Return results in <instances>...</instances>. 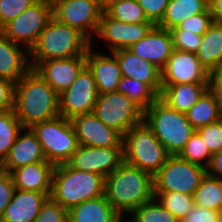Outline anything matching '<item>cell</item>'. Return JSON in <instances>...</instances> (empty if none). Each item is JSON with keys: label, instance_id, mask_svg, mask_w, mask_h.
<instances>
[{"label": "cell", "instance_id": "6da1fadb", "mask_svg": "<svg viewBox=\"0 0 222 222\" xmlns=\"http://www.w3.org/2000/svg\"><path fill=\"white\" fill-rule=\"evenodd\" d=\"M13 111L24 129L59 116V95L31 68L14 85Z\"/></svg>", "mask_w": 222, "mask_h": 222}, {"label": "cell", "instance_id": "7a4b0ae2", "mask_svg": "<svg viewBox=\"0 0 222 222\" xmlns=\"http://www.w3.org/2000/svg\"><path fill=\"white\" fill-rule=\"evenodd\" d=\"M104 195L121 216L131 214L154 198L153 175L123 162L105 178Z\"/></svg>", "mask_w": 222, "mask_h": 222}, {"label": "cell", "instance_id": "3957f363", "mask_svg": "<svg viewBox=\"0 0 222 222\" xmlns=\"http://www.w3.org/2000/svg\"><path fill=\"white\" fill-rule=\"evenodd\" d=\"M90 40L79 30L62 24L52 17L28 52L31 68L38 62L75 56H86Z\"/></svg>", "mask_w": 222, "mask_h": 222}, {"label": "cell", "instance_id": "277c9868", "mask_svg": "<svg viewBox=\"0 0 222 222\" xmlns=\"http://www.w3.org/2000/svg\"><path fill=\"white\" fill-rule=\"evenodd\" d=\"M104 187V177L73 169L65 163L54 167L49 197L68 211L86 200L104 195Z\"/></svg>", "mask_w": 222, "mask_h": 222}, {"label": "cell", "instance_id": "5b68a950", "mask_svg": "<svg viewBox=\"0 0 222 222\" xmlns=\"http://www.w3.org/2000/svg\"><path fill=\"white\" fill-rule=\"evenodd\" d=\"M143 120L170 155H178L196 132L184 113L170 108L160 98L144 112Z\"/></svg>", "mask_w": 222, "mask_h": 222}, {"label": "cell", "instance_id": "8992f818", "mask_svg": "<svg viewBox=\"0 0 222 222\" xmlns=\"http://www.w3.org/2000/svg\"><path fill=\"white\" fill-rule=\"evenodd\" d=\"M123 154L124 162L153 176L170 156L144 120L123 135Z\"/></svg>", "mask_w": 222, "mask_h": 222}, {"label": "cell", "instance_id": "52a82bcc", "mask_svg": "<svg viewBox=\"0 0 222 222\" xmlns=\"http://www.w3.org/2000/svg\"><path fill=\"white\" fill-rule=\"evenodd\" d=\"M30 129L41 144L46 160L54 166L67 163L78 147L71 120L63 116L33 124Z\"/></svg>", "mask_w": 222, "mask_h": 222}, {"label": "cell", "instance_id": "ba28073f", "mask_svg": "<svg viewBox=\"0 0 222 222\" xmlns=\"http://www.w3.org/2000/svg\"><path fill=\"white\" fill-rule=\"evenodd\" d=\"M205 175L206 168L190 163L178 155H170L153 176L154 193L176 192L193 196Z\"/></svg>", "mask_w": 222, "mask_h": 222}, {"label": "cell", "instance_id": "9c48e42d", "mask_svg": "<svg viewBox=\"0 0 222 222\" xmlns=\"http://www.w3.org/2000/svg\"><path fill=\"white\" fill-rule=\"evenodd\" d=\"M52 17L50 0H37L23 13L4 24L0 32L14 43H24L29 52Z\"/></svg>", "mask_w": 222, "mask_h": 222}, {"label": "cell", "instance_id": "30bf717a", "mask_svg": "<svg viewBox=\"0 0 222 222\" xmlns=\"http://www.w3.org/2000/svg\"><path fill=\"white\" fill-rule=\"evenodd\" d=\"M93 113L106 126L117 130L122 135L142 122L144 115L137 105L119 91L99 95Z\"/></svg>", "mask_w": 222, "mask_h": 222}, {"label": "cell", "instance_id": "8fae6325", "mask_svg": "<svg viewBox=\"0 0 222 222\" xmlns=\"http://www.w3.org/2000/svg\"><path fill=\"white\" fill-rule=\"evenodd\" d=\"M52 3L53 17L62 24L79 30L91 41L97 32L104 5L99 0H60ZM87 29L91 31H87Z\"/></svg>", "mask_w": 222, "mask_h": 222}, {"label": "cell", "instance_id": "7c38bea8", "mask_svg": "<svg viewBox=\"0 0 222 222\" xmlns=\"http://www.w3.org/2000/svg\"><path fill=\"white\" fill-rule=\"evenodd\" d=\"M99 96L93 73L85 65L71 86L59 94V114L67 119L92 113Z\"/></svg>", "mask_w": 222, "mask_h": 222}, {"label": "cell", "instance_id": "4fadbf2b", "mask_svg": "<svg viewBox=\"0 0 222 222\" xmlns=\"http://www.w3.org/2000/svg\"><path fill=\"white\" fill-rule=\"evenodd\" d=\"M124 162L123 147L78 145L67 164L76 170L96 173L104 178Z\"/></svg>", "mask_w": 222, "mask_h": 222}, {"label": "cell", "instance_id": "5bb4252c", "mask_svg": "<svg viewBox=\"0 0 222 222\" xmlns=\"http://www.w3.org/2000/svg\"><path fill=\"white\" fill-rule=\"evenodd\" d=\"M209 72L201 65L196 53L173 49L162 69V86L208 83Z\"/></svg>", "mask_w": 222, "mask_h": 222}, {"label": "cell", "instance_id": "9a60e30c", "mask_svg": "<svg viewBox=\"0 0 222 222\" xmlns=\"http://www.w3.org/2000/svg\"><path fill=\"white\" fill-rule=\"evenodd\" d=\"M78 145L105 148L123 147V135L106 126L92 113L81 114L71 119Z\"/></svg>", "mask_w": 222, "mask_h": 222}, {"label": "cell", "instance_id": "2e32d148", "mask_svg": "<svg viewBox=\"0 0 222 222\" xmlns=\"http://www.w3.org/2000/svg\"><path fill=\"white\" fill-rule=\"evenodd\" d=\"M155 26L154 23H124L109 18L104 12L98 25L96 34L105 39L113 52L118 49L129 48L145 37Z\"/></svg>", "mask_w": 222, "mask_h": 222}, {"label": "cell", "instance_id": "e0dca14e", "mask_svg": "<svg viewBox=\"0 0 222 222\" xmlns=\"http://www.w3.org/2000/svg\"><path fill=\"white\" fill-rule=\"evenodd\" d=\"M86 65V56L38 61L32 68L59 95L68 89Z\"/></svg>", "mask_w": 222, "mask_h": 222}, {"label": "cell", "instance_id": "ac0fdd59", "mask_svg": "<svg viewBox=\"0 0 222 222\" xmlns=\"http://www.w3.org/2000/svg\"><path fill=\"white\" fill-rule=\"evenodd\" d=\"M119 63L123 78L150 85L159 95L162 91V70L153 63L144 60L128 48L118 49L112 52Z\"/></svg>", "mask_w": 222, "mask_h": 222}, {"label": "cell", "instance_id": "d6986e66", "mask_svg": "<svg viewBox=\"0 0 222 222\" xmlns=\"http://www.w3.org/2000/svg\"><path fill=\"white\" fill-rule=\"evenodd\" d=\"M128 49L162 70L174 48L170 31L155 25L145 37Z\"/></svg>", "mask_w": 222, "mask_h": 222}, {"label": "cell", "instance_id": "ffe728a7", "mask_svg": "<svg viewBox=\"0 0 222 222\" xmlns=\"http://www.w3.org/2000/svg\"><path fill=\"white\" fill-rule=\"evenodd\" d=\"M26 129L27 133H24V135L18 134L7 157L0 164L1 170L10 173L13 169L23 165L36 162H48L35 134L30 128Z\"/></svg>", "mask_w": 222, "mask_h": 222}, {"label": "cell", "instance_id": "44dd1931", "mask_svg": "<svg viewBox=\"0 0 222 222\" xmlns=\"http://www.w3.org/2000/svg\"><path fill=\"white\" fill-rule=\"evenodd\" d=\"M54 165L49 162H36L13 169L10 174L15 189L51 193Z\"/></svg>", "mask_w": 222, "mask_h": 222}, {"label": "cell", "instance_id": "7402d4cb", "mask_svg": "<svg viewBox=\"0 0 222 222\" xmlns=\"http://www.w3.org/2000/svg\"><path fill=\"white\" fill-rule=\"evenodd\" d=\"M50 193H38L15 189L0 222H34L42 204Z\"/></svg>", "mask_w": 222, "mask_h": 222}, {"label": "cell", "instance_id": "603a6c76", "mask_svg": "<svg viewBox=\"0 0 222 222\" xmlns=\"http://www.w3.org/2000/svg\"><path fill=\"white\" fill-rule=\"evenodd\" d=\"M91 52L90 47L86 53V65L93 73L99 95L116 92L122 78L116 57Z\"/></svg>", "mask_w": 222, "mask_h": 222}, {"label": "cell", "instance_id": "cb8c5ba5", "mask_svg": "<svg viewBox=\"0 0 222 222\" xmlns=\"http://www.w3.org/2000/svg\"><path fill=\"white\" fill-rule=\"evenodd\" d=\"M0 32V78L16 84L31 69L28 54Z\"/></svg>", "mask_w": 222, "mask_h": 222}, {"label": "cell", "instance_id": "d4e9b609", "mask_svg": "<svg viewBox=\"0 0 222 222\" xmlns=\"http://www.w3.org/2000/svg\"><path fill=\"white\" fill-rule=\"evenodd\" d=\"M68 222H118L122 216L105 195L86 200L67 211Z\"/></svg>", "mask_w": 222, "mask_h": 222}, {"label": "cell", "instance_id": "484cf974", "mask_svg": "<svg viewBox=\"0 0 222 222\" xmlns=\"http://www.w3.org/2000/svg\"><path fill=\"white\" fill-rule=\"evenodd\" d=\"M208 89V83L162 86L160 99L170 108L186 113Z\"/></svg>", "mask_w": 222, "mask_h": 222}, {"label": "cell", "instance_id": "4316f807", "mask_svg": "<svg viewBox=\"0 0 222 222\" xmlns=\"http://www.w3.org/2000/svg\"><path fill=\"white\" fill-rule=\"evenodd\" d=\"M209 8L208 0H169L158 27L171 30L191 16L205 12Z\"/></svg>", "mask_w": 222, "mask_h": 222}, {"label": "cell", "instance_id": "83f0119b", "mask_svg": "<svg viewBox=\"0 0 222 222\" xmlns=\"http://www.w3.org/2000/svg\"><path fill=\"white\" fill-rule=\"evenodd\" d=\"M196 57L207 72L222 64V24L214 22L202 35Z\"/></svg>", "mask_w": 222, "mask_h": 222}, {"label": "cell", "instance_id": "f1b7e54d", "mask_svg": "<svg viewBox=\"0 0 222 222\" xmlns=\"http://www.w3.org/2000/svg\"><path fill=\"white\" fill-rule=\"evenodd\" d=\"M185 115L196 130L221 120L222 107L218 99L207 89Z\"/></svg>", "mask_w": 222, "mask_h": 222}, {"label": "cell", "instance_id": "f546056e", "mask_svg": "<svg viewBox=\"0 0 222 222\" xmlns=\"http://www.w3.org/2000/svg\"><path fill=\"white\" fill-rule=\"evenodd\" d=\"M104 13L124 23H153L148 20L137 0H110L104 5Z\"/></svg>", "mask_w": 222, "mask_h": 222}, {"label": "cell", "instance_id": "4dcf8cb0", "mask_svg": "<svg viewBox=\"0 0 222 222\" xmlns=\"http://www.w3.org/2000/svg\"><path fill=\"white\" fill-rule=\"evenodd\" d=\"M194 206L222 211V179L205 175L193 194Z\"/></svg>", "mask_w": 222, "mask_h": 222}, {"label": "cell", "instance_id": "1f68e13d", "mask_svg": "<svg viewBox=\"0 0 222 222\" xmlns=\"http://www.w3.org/2000/svg\"><path fill=\"white\" fill-rule=\"evenodd\" d=\"M117 91L126 95L143 112L160 98V95L150 85L133 80L132 78L122 77Z\"/></svg>", "mask_w": 222, "mask_h": 222}, {"label": "cell", "instance_id": "d6a6232c", "mask_svg": "<svg viewBox=\"0 0 222 222\" xmlns=\"http://www.w3.org/2000/svg\"><path fill=\"white\" fill-rule=\"evenodd\" d=\"M23 129L13 109L0 112V164L7 157L19 132Z\"/></svg>", "mask_w": 222, "mask_h": 222}, {"label": "cell", "instance_id": "836d02e7", "mask_svg": "<svg viewBox=\"0 0 222 222\" xmlns=\"http://www.w3.org/2000/svg\"><path fill=\"white\" fill-rule=\"evenodd\" d=\"M154 198L178 219L187 217L194 207L193 196L184 193H154Z\"/></svg>", "mask_w": 222, "mask_h": 222}, {"label": "cell", "instance_id": "e575fe53", "mask_svg": "<svg viewBox=\"0 0 222 222\" xmlns=\"http://www.w3.org/2000/svg\"><path fill=\"white\" fill-rule=\"evenodd\" d=\"M131 222H178V218L165 209L155 198L135 209Z\"/></svg>", "mask_w": 222, "mask_h": 222}, {"label": "cell", "instance_id": "d590c367", "mask_svg": "<svg viewBox=\"0 0 222 222\" xmlns=\"http://www.w3.org/2000/svg\"><path fill=\"white\" fill-rule=\"evenodd\" d=\"M212 153L209 151L207 145L197 132H194L190 139L185 144L184 148L178 154V156L190 163L207 168L212 157ZM207 158V160H206ZM202 159H205L203 164Z\"/></svg>", "mask_w": 222, "mask_h": 222}, {"label": "cell", "instance_id": "8d00e7d4", "mask_svg": "<svg viewBox=\"0 0 222 222\" xmlns=\"http://www.w3.org/2000/svg\"><path fill=\"white\" fill-rule=\"evenodd\" d=\"M172 36L173 48L180 51L196 53L201 44L202 35L185 31L169 30Z\"/></svg>", "mask_w": 222, "mask_h": 222}, {"label": "cell", "instance_id": "74e56055", "mask_svg": "<svg viewBox=\"0 0 222 222\" xmlns=\"http://www.w3.org/2000/svg\"><path fill=\"white\" fill-rule=\"evenodd\" d=\"M209 151L214 154L222 150V119L196 129Z\"/></svg>", "mask_w": 222, "mask_h": 222}, {"label": "cell", "instance_id": "f35d334b", "mask_svg": "<svg viewBox=\"0 0 222 222\" xmlns=\"http://www.w3.org/2000/svg\"><path fill=\"white\" fill-rule=\"evenodd\" d=\"M34 222H68L67 210L48 197Z\"/></svg>", "mask_w": 222, "mask_h": 222}, {"label": "cell", "instance_id": "ab89813d", "mask_svg": "<svg viewBox=\"0 0 222 222\" xmlns=\"http://www.w3.org/2000/svg\"><path fill=\"white\" fill-rule=\"evenodd\" d=\"M214 23L209 8L200 14L191 16L171 30H185L199 35H203Z\"/></svg>", "mask_w": 222, "mask_h": 222}, {"label": "cell", "instance_id": "60d3db41", "mask_svg": "<svg viewBox=\"0 0 222 222\" xmlns=\"http://www.w3.org/2000/svg\"><path fill=\"white\" fill-rule=\"evenodd\" d=\"M37 0H0V28L23 13Z\"/></svg>", "mask_w": 222, "mask_h": 222}, {"label": "cell", "instance_id": "b9f144b4", "mask_svg": "<svg viewBox=\"0 0 222 222\" xmlns=\"http://www.w3.org/2000/svg\"><path fill=\"white\" fill-rule=\"evenodd\" d=\"M178 222H222V211L194 206L187 217L180 218Z\"/></svg>", "mask_w": 222, "mask_h": 222}, {"label": "cell", "instance_id": "7bdbcfd3", "mask_svg": "<svg viewBox=\"0 0 222 222\" xmlns=\"http://www.w3.org/2000/svg\"><path fill=\"white\" fill-rule=\"evenodd\" d=\"M148 20L155 25L162 19L169 0H137Z\"/></svg>", "mask_w": 222, "mask_h": 222}, {"label": "cell", "instance_id": "ee69618b", "mask_svg": "<svg viewBox=\"0 0 222 222\" xmlns=\"http://www.w3.org/2000/svg\"><path fill=\"white\" fill-rule=\"evenodd\" d=\"M14 191L15 186L11 174L0 169V218L10 203Z\"/></svg>", "mask_w": 222, "mask_h": 222}, {"label": "cell", "instance_id": "f6af8a7d", "mask_svg": "<svg viewBox=\"0 0 222 222\" xmlns=\"http://www.w3.org/2000/svg\"><path fill=\"white\" fill-rule=\"evenodd\" d=\"M14 83L0 78V112L13 109Z\"/></svg>", "mask_w": 222, "mask_h": 222}, {"label": "cell", "instance_id": "bcb514c9", "mask_svg": "<svg viewBox=\"0 0 222 222\" xmlns=\"http://www.w3.org/2000/svg\"><path fill=\"white\" fill-rule=\"evenodd\" d=\"M208 89L218 99L222 107V64L209 72Z\"/></svg>", "mask_w": 222, "mask_h": 222}, {"label": "cell", "instance_id": "7dc6e473", "mask_svg": "<svg viewBox=\"0 0 222 222\" xmlns=\"http://www.w3.org/2000/svg\"><path fill=\"white\" fill-rule=\"evenodd\" d=\"M206 174L215 178L222 179V150L212 155Z\"/></svg>", "mask_w": 222, "mask_h": 222}, {"label": "cell", "instance_id": "c3c4849f", "mask_svg": "<svg viewBox=\"0 0 222 222\" xmlns=\"http://www.w3.org/2000/svg\"><path fill=\"white\" fill-rule=\"evenodd\" d=\"M213 21L222 24V0H208Z\"/></svg>", "mask_w": 222, "mask_h": 222}, {"label": "cell", "instance_id": "681fc988", "mask_svg": "<svg viewBox=\"0 0 222 222\" xmlns=\"http://www.w3.org/2000/svg\"><path fill=\"white\" fill-rule=\"evenodd\" d=\"M103 5H105L110 0H99Z\"/></svg>", "mask_w": 222, "mask_h": 222}]
</instances>
